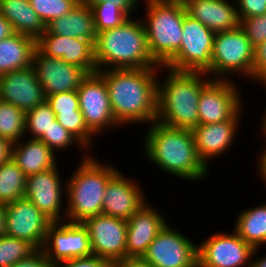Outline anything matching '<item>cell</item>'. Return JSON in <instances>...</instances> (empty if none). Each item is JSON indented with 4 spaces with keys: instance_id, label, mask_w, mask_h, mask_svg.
I'll return each instance as SVG.
<instances>
[{
    "instance_id": "6da1fadb",
    "label": "cell",
    "mask_w": 266,
    "mask_h": 267,
    "mask_svg": "<svg viewBox=\"0 0 266 267\" xmlns=\"http://www.w3.org/2000/svg\"><path fill=\"white\" fill-rule=\"evenodd\" d=\"M110 69L97 71L104 79L115 120L121 124L157 119V70Z\"/></svg>"
},
{
    "instance_id": "7a4b0ae2",
    "label": "cell",
    "mask_w": 266,
    "mask_h": 267,
    "mask_svg": "<svg viewBox=\"0 0 266 267\" xmlns=\"http://www.w3.org/2000/svg\"><path fill=\"white\" fill-rule=\"evenodd\" d=\"M146 134V156L161 170L194 182L207 177L210 168L198 157L191 130L154 121Z\"/></svg>"
},
{
    "instance_id": "3957f363",
    "label": "cell",
    "mask_w": 266,
    "mask_h": 267,
    "mask_svg": "<svg viewBox=\"0 0 266 267\" xmlns=\"http://www.w3.org/2000/svg\"><path fill=\"white\" fill-rule=\"evenodd\" d=\"M94 55L97 71L163 69L150 54L143 22L131 17L118 27L96 34Z\"/></svg>"
},
{
    "instance_id": "277c9868",
    "label": "cell",
    "mask_w": 266,
    "mask_h": 267,
    "mask_svg": "<svg viewBox=\"0 0 266 267\" xmlns=\"http://www.w3.org/2000/svg\"><path fill=\"white\" fill-rule=\"evenodd\" d=\"M157 84V119L159 123L180 129L199 125L198 103L203 88L212 80L205 72L174 71ZM203 76V78H202Z\"/></svg>"
},
{
    "instance_id": "5b68a950",
    "label": "cell",
    "mask_w": 266,
    "mask_h": 267,
    "mask_svg": "<svg viewBox=\"0 0 266 267\" xmlns=\"http://www.w3.org/2000/svg\"><path fill=\"white\" fill-rule=\"evenodd\" d=\"M66 188V221L83 222L102 214L103 197L108 181L118 172L111 164L102 165L92 156L85 155Z\"/></svg>"
},
{
    "instance_id": "8992f818",
    "label": "cell",
    "mask_w": 266,
    "mask_h": 267,
    "mask_svg": "<svg viewBox=\"0 0 266 267\" xmlns=\"http://www.w3.org/2000/svg\"><path fill=\"white\" fill-rule=\"evenodd\" d=\"M147 20H143L152 58L164 66L178 51L182 41V25L187 13L184 1L144 0ZM147 3V4H146Z\"/></svg>"
},
{
    "instance_id": "52a82bcc",
    "label": "cell",
    "mask_w": 266,
    "mask_h": 267,
    "mask_svg": "<svg viewBox=\"0 0 266 267\" xmlns=\"http://www.w3.org/2000/svg\"><path fill=\"white\" fill-rule=\"evenodd\" d=\"M182 29L180 48L163 68L211 74V59L216 33L187 13L184 15Z\"/></svg>"
},
{
    "instance_id": "ba28073f",
    "label": "cell",
    "mask_w": 266,
    "mask_h": 267,
    "mask_svg": "<svg viewBox=\"0 0 266 267\" xmlns=\"http://www.w3.org/2000/svg\"><path fill=\"white\" fill-rule=\"evenodd\" d=\"M254 47L251 45L245 31L239 27L231 31L215 34L211 73L213 79L226 80L227 75L234 72L252 77Z\"/></svg>"
},
{
    "instance_id": "9c48e42d",
    "label": "cell",
    "mask_w": 266,
    "mask_h": 267,
    "mask_svg": "<svg viewBox=\"0 0 266 267\" xmlns=\"http://www.w3.org/2000/svg\"><path fill=\"white\" fill-rule=\"evenodd\" d=\"M258 249L235 231L215 233L197 246L198 267H244L245 264L251 267L250 260Z\"/></svg>"
},
{
    "instance_id": "30bf717a",
    "label": "cell",
    "mask_w": 266,
    "mask_h": 267,
    "mask_svg": "<svg viewBox=\"0 0 266 267\" xmlns=\"http://www.w3.org/2000/svg\"><path fill=\"white\" fill-rule=\"evenodd\" d=\"M61 220L52 222L48 227L42 247L46 256L57 265L73 258L93 255L85 225Z\"/></svg>"
},
{
    "instance_id": "8fae6325",
    "label": "cell",
    "mask_w": 266,
    "mask_h": 267,
    "mask_svg": "<svg viewBox=\"0 0 266 267\" xmlns=\"http://www.w3.org/2000/svg\"><path fill=\"white\" fill-rule=\"evenodd\" d=\"M142 258L154 267H198L197 245L166 224Z\"/></svg>"
},
{
    "instance_id": "7c38bea8",
    "label": "cell",
    "mask_w": 266,
    "mask_h": 267,
    "mask_svg": "<svg viewBox=\"0 0 266 267\" xmlns=\"http://www.w3.org/2000/svg\"><path fill=\"white\" fill-rule=\"evenodd\" d=\"M76 91L85 124L94 135L120 126L111 109L106 83L98 72L88 74Z\"/></svg>"
},
{
    "instance_id": "4fadbf2b",
    "label": "cell",
    "mask_w": 266,
    "mask_h": 267,
    "mask_svg": "<svg viewBox=\"0 0 266 267\" xmlns=\"http://www.w3.org/2000/svg\"><path fill=\"white\" fill-rule=\"evenodd\" d=\"M82 223L88 230L93 255L113 264L126 258L127 220L100 214Z\"/></svg>"
},
{
    "instance_id": "5bb4252c",
    "label": "cell",
    "mask_w": 266,
    "mask_h": 267,
    "mask_svg": "<svg viewBox=\"0 0 266 267\" xmlns=\"http://www.w3.org/2000/svg\"><path fill=\"white\" fill-rule=\"evenodd\" d=\"M6 235L24 239L42 248L49 225L53 222L31 201L21 198L5 205Z\"/></svg>"
},
{
    "instance_id": "9a60e30c",
    "label": "cell",
    "mask_w": 266,
    "mask_h": 267,
    "mask_svg": "<svg viewBox=\"0 0 266 267\" xmlns=\"http://www.w3.org/2000/svg\"><path fill=\"white\" fill-rule=\"evenodd\" d=\"M229 79H212L202 90L198 103L199 124L231 119L241 108V97Z\"/></svg>"
},
{
    "instance_id": "2e32d148",
    "label": "cell",
    "mask_w": 266,
    "mask_h": 267,
    "mask_svg": "<svg viewBox=\"0 0 266 267\" xmlns=\"http://www.w3.org/2000/svg\"><path fill=\"white\" fill-rule=\"evenodd\" d=\"M32 66L42 85L45 96L66 91H76L88 73L61 58L43 55L37 48L33 53Z\"/></svg>"
},
{
    "instance_id": "e0dca14e",
    "label": "cell",
    "mask_w": 266,
    "mask_h": 267,
    "mask_svg": "<svg viewBox=\"0 0 266 267\" xmlns=\"http://www.w3.org/2000/svg\"><path fill=\"white\" fill-rule=\"evenodd\" d=\"M0 100L11 103L25 113L46 100L33 66L0 76Z\"/></svg>"
},
{
    "instance_id": "ac0fdd59",
    "label": "cell",
    "mask_w": 266,
    "mask_h": 267,
    "mask_svg": "<svg viewBox=\"0 0 266 267\" xmlns=\"http://www.w3.org/2000/svg\"><path fill=\"white\" fill-rule=\"evenodd\" d=\"M36 48L45 56L61 58L66 63L84 69L88 74L97 72L94 44L87 39L57 34H42Z\"/></svg>"
},
{
    "instance_id": "d6986e66",
    "label": "cell",
    "mask_w": 266,
    "mask_h": 267,
    "mask_svg": "<svg viewBox=\"0 0 266 267\" xmlns=\"http://www.w3.org/2000/svg\"><path fill=\"white\" fill-rule=\"evenodd\" d=\"M58 167L55 166L44 172L26 177V189L24 197L31 201L40 211L53 222L66 220V212L62 213V194ZM63 191V192H62ZM65 215V216H64Z\"/></svg>"
},
{
    "instance_id": "ffe728a7",
    "label": "cell",
    "mask_w": 266,
    "mask_h": 267,
    "mask_svg": "<svg viewBox=\"0 0 266 267\" xmlns=\"http://www.w3.org/2000/svg\"><path fill=\"white\" fill-rule=\"evenodd\" d=\"M144 197L141 187L118 171L106 186L102 214L128 220L146 202Z\"/></svg>"
},
{
    "instance_id": "44dd1931",
    "label": "cell",
    "mask_w": 266,
    "mask_h": 267,
    "mask_svg": "<svg viewBox=\"0 0 266 267\" xmlns=\"http://www.w3.org/2000/svg\"><path fill=\"white\" fill-rule=\"evenodd\" d=\"M166 224L156 208L145 202L127 220L126 258L142 257Z\"/></svg>"
},
{
    "instance_id": "7402d4cb",
    "label": "cell",
    "mask_w": 266,
    "mask_h": 267,
    "mask_svg": "<svg viewBox=\"0 0 266 267\" xmlns=\"http://www.w3.org/2000/svg\"><path fill=\"white\" fill-rule=\"evenodd\" d=\"M240 109L231 119L212 124H199L193 128L192 134L196 153L206 167L208 160L225 153L233 143L236 130L241 119Z\"/></svg>"
},
{
    "instance_id": "603a6c76",
    "label": "cell",
    "mask_w": 266,
    "mask_h": 267,
    "mask_svg": "<svg viewBox=\"0 0 266 267\" xmlns=\"http://www.w3.org/2000/svg\"><path fill=\"white\" fill-rule=\"evenodd\" d=\"M184 4L188 15L215 33L240 27L238 10L230 1L185 0Z\"/></svg>"
},
{
    "instance_id": "cb8c5ba5",
    "label": "cell",
    "mask_w": 266,
    "mask_h": 267,
    "mask_svg": "<svg viewBox=\"0 0 266 267\" xmlns=\"http://www.w3.org/2000/svg\"><path fill=\"white\" fill-rule=\"evenodd\" d=\"M43 34L82 38L94 44L97 33L91 7L81 0L70 12L47 24Z\"/></svg>"
},
{
    "instance_id": "d4e9b609",
    "label": "cell",
    "mask_w": 266,
    "mask_h": 267,
    "mask_svg": "<svg viewBox=\"0 0 266 267\" xmlns=\"http://www.w3.org/2000/svg\"><path fill=\"white\" fill-rule=\"evenodd\" d=\"M18 142L11 144L10 156L26 177L52 169L58 164L55 152L43 141L30 138L22 144Z\"/></svg>"
},
{
    "instance_id": "484cf974",
    "label": "cell",
    "mask_w": 266,
    "mask_h": 267,
    "mask_svg": "<svg viewBox=\"0 0 266 267\" xmlns=\"http://www.w3.org/2000/svg\"><path fill=\"white\" fill-rule=\"evenodd\" d=\"M0 13L10 22L15 33L37 40L46 31L29 0H0Z\"/></svg>"
},
{
    "instance_id": "4316f807",
    "label": "cell",
    "mask_w": 266,
    "mask_h": 267,
    "mask_svg": "<svg viewBox=\"0 0 266 267\" xmlns=\"http://www.w3.org/2000/svg\"><path fill=\"white\" fill-rule=\"evenodd\" d=\"M36 40L27 35L15 33L0 41V76L14 70L32 66Z\"/></svg>"
},
{
    "instance_id": "83f0119b",
    "label": "cell",
    "mask_w": 266,
    "mask_h": 267,
    "mask_svg": "<svg viewBox=\"0 0 266 267\" xmlns=\"http://www.w3.org/2000/svg\"><path fill=\"white\" fill-rule=\"evenodd\" d=\"M233 230L254 249L266 244V203L241 212Z\"/></svg>"
},
{
    "instance_id": "f1b7e54d",
    "label": "cell",
    "mask_w": 266,
    "mask_h": 267,
    "mask_svg": "<svg viewBox=\"0 0 266 267\" xmlns=\"http://www.w3.org/2000/svg\"><path fill=\"white\" fill-rule=\"evenodd\" d=\"M26 176L10 156L0 164V203L8 204L24 198Z\"/></svg>"
},
{
    "instance_id": "f546056e",
    "label": "cell",
    "mask_w": 266,
    "mask_h": 267,
    "mask_svg": "<svg viewBox=\"0 0 266 267\" xmlns=\"http://www.w3.org/2000/svg\"><path fill=\"white\" fill-rule=\"evenodd\" d=\"M26 113L9 102L0 100V137L10 144L20 141L26 134Z\"/></svg>"
},
{
    "instance_id": "4dcf8cb0",
    "label": "cell",
    "mask_w": 266,
    "mask_h": 267,
    "mask_svg": "<svg viewBox=\"0 0 266 267\" xmlns=\"http://www.w3.org/2000/svg\"><path fill=\"white\" fill-rule=\"evenodd\" d=\"M37 248L29 241L10 236L0 237V267H11Z\"/></svg>"
},
{
    "instance_id": "1f68e13d",
    "label": "cell",
    "mask_w": 266,
    "mask_h": 267,
    "mask_svg": "<svg viewBox=\"0 0 266 267\" xmlns=\"http://www.w3.org/2000/svg\"><path fill=\"white\" fill-rule=\"evenodd\" d=\"M90 7L93 11L96 33L118 27L129 18L122 9L115 5L106 4L105 1L96 2Z\"/></svg>"
},
{
    "instance_id": "d6a6232c",
    "label": "cell",
    "mask_w": 266,
    "mask_h": 267,
    "mask_svg": "<svg viewBox=\"0 0 266 267\" xmlns=\"http://www.w3.org/2000/svg\"><path fill=\"white\" fill-rule=\"evenodd\" d=\"M56 120L50 104L45 100L32 110L26 112L25 131L32 133L31 139H39L51 127Z\"/></svg>"
},
{
    "instance_id": "836d02e7",
    "label": "cell",
    "mask_w": 266,
    "mask_h": 267,
    "mask_svg": "<svg viewBox=\"0 0 266 267\" xmlns=\"http://www.w3.org/2000/svg\"><path fill=\"white\" fill-rule=\"evenodd\" d=\"M42 22L49 24L70 12L81 0H29Z\"/></svg>"
},
{
    "instance_id": "e575fe53",
    "label": "cell",
    "mask_w": 266,
    "mask_h": 267,
    "mask_svg": "<svg viewBox=\"0 0 266 267\" xmlns=\"http://www.w3.org/2000/svg\"><path fill=\"white\" fill-rule=\"evenodd\" d=\"M56 120L70 133H72L85 147L86 150L91 146L94 134L85 124L82 113L68 115L55 114Z\"/></svg>"
},
{
    "instance_id": "d590c367",
    "label": "cell",
    "mask_w": 266,
    "mask_h": 267,
    "mask_svg": "<svg viewBox=\"0 0 266 267\" xmlns=\"http://www.w3.org/2000/svg\"><path fill=\"white\" fill-rule=\"evenodd\" d=\"M39 140L47 144L54 152L69 148L74 143L79 144L80 148L81 146L84 148L81 142L57 120L52 122L51 127L39 138Z\"/></svg>"
},
{
    "instance_id": "8d00e7d4",
    "label": "cell",
    "mask_w": 266,
    "mask_h": 267,
    "mask_svg": "<svg viewBox=\"0 0 266 267\" xmlns=\"http://www.w3.org/2000/svg\"><path fill=\"white\" fill-rule=\"evenodd\" d=\"M46 101L50 104L55 114L81 113L77 91H66L54 95L46 96Z\"/></svg>"
},
{
    "instance_id": "74e56055",
    "label": "cell",
    "mask_w": 266,
    "mask_h": 267,
    "mask_svg": "<svg viewBox=\"0 0 266 267\" xmlns=\"http://www.w3.org/2000/svg\"><path fill=\"white\" fill-rule=\"evenodd\" d=\"M240 27L245 31L253 47L266 40V13L260 16L243 18Z\"/></svg>"
},
{
    "instance_id": "f35d334b",
    "label": "cell",
    "mask_w": 266,
    "mask_h": 267,
    "mask_svg": "<svg viewBox=\"0 0 266 267\" xmlns=\"http://www.w3.org/2000/svg\"><path fill=\"white\" fill-rule=\"evenodd\" d=\"M235 3L240 21L243 18L260 16L266 13V0H237Z\"/></svg>"
},
{
    "instance_id": "ab89813d",
    "label": "cell",
    "mask_w": 266,
    "mask_h": 267,
    "mask_svg": "<svg viewBox=\"0 0 266 267\" xmlns=\"http://www.w3.org/2000/svg\"><path fill=\"white\" fill-rule=\"evenodd\" d=\"M56 267H114V264L107 259L90 255L66 260L57 264Z\"/></svg>"
},
{
    "instance_id": "60d3db41",
    "label": "cell",
    "mask_w": 266,
    "mask_h": 267,
    "mask_svg": "<svg viewBox=\"0 0 266 267\" xmlns=\"http://www.w3.org/2000/svg\"><path fill=\"white\" fill-rule=\"evenodd\" d=\"M253 78L266 85V40L254 47Z\"/></svg>"
},
{
    "instance_id": "b9f144b4",
    "label": "cell",
    "mask_w": 266,
    "mask_h": 267,
    "mask_svg": "<svg viewBox=\"0 0 266 267\" xmlns=\"http://www.w3.org/2000/svg\"><path fill=\"white\" fill-rule=\"evenodd\" d=\"M11 267H56V265L46 256L42 248H37Z\"/></svg>"
},
{
    "instance_id": "7bdbcfd3",
    "label": "cell",
    "mask_w": 266,
    "mask_h": 267,
    "mask_svg": "<svg viewBox=\"0 0 266 267\" xmlns=\"http://www.w3.org/2000/svg\"><path fill=\"white\" fill-rule=\"evenodd\" d=\"M87 5L91 6L96 2H106V4L115 5L122 9L129 17L132 11H135L138 7L139 0H82ZM137 5V6H136Z\"/></svg>"
},
{
    "instance_id": "ee69618b",
    "label": "cell",
    "mask_w": 266,
    "mask_h": 267,
    "mask_svg": "<svg viewBox=\"0 0 266 267\" xmlns=\"http://www.w3.org/2000/svg\"><path fill=\"white\" fill-rule=\"evenodd\" d=\"M114 267H154L151 263L144 260L142 257L139 258H125L114 263Z\"/></svg>"
},
{
    "instance_id": "f6af8a7d",
    "label": "cell",
    "mask_w": 266,
    "mask_h": 267,
    "mask_svg": "<svg viewBox=\"0 0 266 267\" xmlns=\"http://www.w3.org/2000/svg\"><path fill=\"white\" fill-rule=\"evenodd\" d=\"M15 34V31L8 20L0 13V41Z\"/></svg>"
},
{
    "instance_id": "bcb514c9",
    "label": "cell",
    "mask_w": 266,
    "mask_h": 267,
    "mask_svg": "<svg viewBox=\"0 0 266 267\" xmlns=\"http://www.w3.org/2000/svg\"><path fill=\"white\" fill-rule=\"evenodd\" d=\"M11 155V144L0 137V164L6 161Z\"/></svg>"
},
{
    "instance_id": "7dc6e473",
    "label": "cell",
    "mask_w": 266,
    "mask_h": 267,
    "mask_svg": "<svg viewBox=\"0 0 266 267\" xmlns=\"http://www.w3.org/2000/svg\"><path fill=\"white\" fill-rule=\"evenodd\" d=\"M6 235V211L5 205L0 203V237Z\"/></svg>"
},
{
    "instance_id": "c3c4849f",
    "label": "cell",
    "mask_w": 266,
    "mask_h": 267,
    "mask_svg": "<svg viewBox=\"0 0 266 267\" xmlns=\"http://www.w3.org/2000/svg\"><path fill=\"white\" fill-rule=\"evenodd\" d=\"M260 166V168H259ZM258 168H259V174H261V177L262 180H263V183L265 181V184H266V159H259V164H258Z\"/></svg>"
},
{
    "instance_id": "681fc988",
    "label": "cell",
    "mask_w": 266,
    "mask_h": 267,
    "mask_svg": "<svg viewBox=\"0 0 266 267\" xmlns=\"http://www.w3.org/2000/svg\"><path fill=\"white\" fill-rule=\"evenodd\" d=\"M251 267H266V256H263L262 258H258V260H251Z\"/></svg>"
},
{
    "instance_id": "f907efd6",
    "label": "cell",
    "mask_w": 266,
    "mask_h": 267,
    "mask_svg": "<svg viewBox=\"0 0 266 267\" xmlns=\"http://www.w3.org/2000/svg\"><path fill=\"white\" fill-rule=\"evenodd\" d=\"M262 131L266 135V111H265V116H263V121H262Z\"/></svg>"
},
{
    "instance_id": "816d5d0a",
    "label": "cell",
    "mask_w": 266,
    "mask_h": 267,
    "mask_svg": "<svg viewBox=\"0 0 266 267\" xmlns=\"http://www.w3.org/2000/svg\"><path fill=\"white\" fill-rule=\"evenodd\" d=\"M266 136V135H265ZM260 159H266V149L262 151V154L259 156Z\"/></svg>"
}]
</instances>
